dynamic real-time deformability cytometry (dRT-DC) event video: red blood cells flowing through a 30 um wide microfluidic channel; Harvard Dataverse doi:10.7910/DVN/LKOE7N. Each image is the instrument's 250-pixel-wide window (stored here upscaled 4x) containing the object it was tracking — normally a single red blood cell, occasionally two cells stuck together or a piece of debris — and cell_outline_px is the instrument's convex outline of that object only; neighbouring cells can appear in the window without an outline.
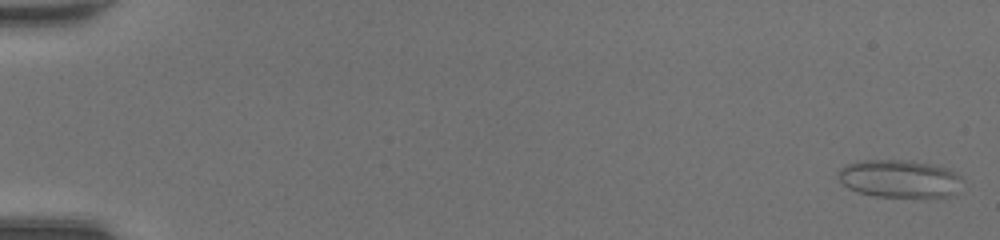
{"species": "common noctule bat (a hibernating species)", "species_latin": "Nyctalus noctula", "temperature_condition": "room temperature", "stored_images_in_passage": 48, "camera_frame_rate_fps": 3000, "um_per_image_px": 0.085, "animal": {"sex": "female", "body_mass_g": 20.0, "forearm_length_mm": 54.0}, "frame": {"image": 1, "passage_image": 1, "time_ms": 0.0, "image_size_px": [1000, 240], "cell_outline_px": [[964, 180], [956, 196], [928, 200], [876, 196], [856, 192], [840, 184], [836, 176], [836, 172], [840, 168], [848, 164], [860, 160], [912, 160], [948, 168], [960, 176]], "centroid_in_image_um": [76.51, 15.25], "position_along_channel_um": 8.5, "area_um2": 28.9}}
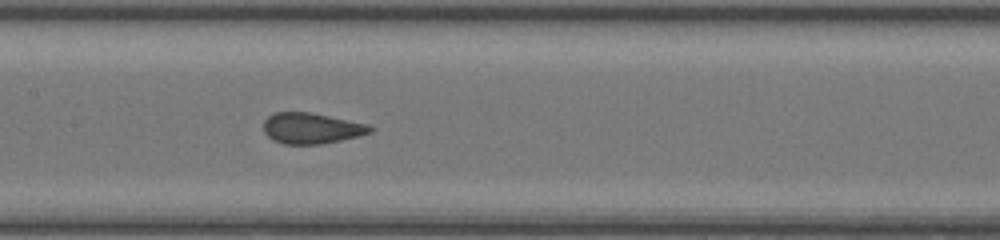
{"frame": {"image": 2, "passage_image": 25, "time_ms": 8.0, "image_size_px": [1000, 240], "cell_outline_px": [[376, 128], [372, 132], [340, 140], [320, 144], [284, 144], [272, 140], [264, 132], [264, 120], [272, 112], [312, 112], [368, 124]], "centroid_in_image_um": [26.47, 10.89], "position_along_channel_um": 180.9, "area_um2": 19.25}}
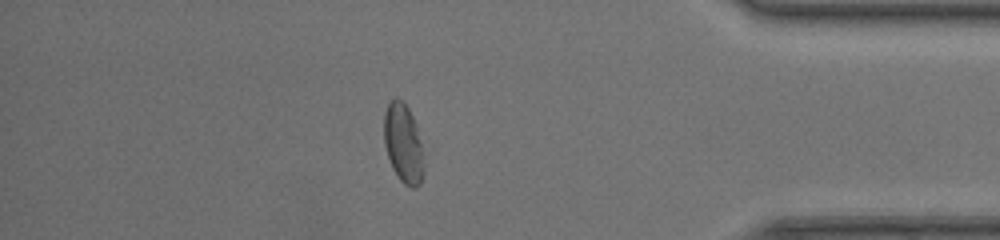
{"frame": {"image": 3, "passage_image": 42, "time_ms": 13.667, "image_size_px": [1000, 240], "cell_outline_px": [[424, 172], [420, 184], [416, 188], [412, 188], [404, 184], [400, 180], [392, 168], [384, 144], [384, 112], [388, 100], [396, 96], [408, 108], [416, 124], [424, 164]], "centroid_in_image_um": [34.26, 12.18], "position_along_channel_um": 400.9, "area_um2": 18.44}, "authors_computed_cell_mechanics": {"area_um2": 19.7098, "velocity_mm_per_s": 4.3851, "shape_relaxation_time_tau1_ms": 3.7571, "shape_relaxation_time_tau2_ms": null, "deformation_change_tau1": 0.1148, "deformation_change_tau2": null}}